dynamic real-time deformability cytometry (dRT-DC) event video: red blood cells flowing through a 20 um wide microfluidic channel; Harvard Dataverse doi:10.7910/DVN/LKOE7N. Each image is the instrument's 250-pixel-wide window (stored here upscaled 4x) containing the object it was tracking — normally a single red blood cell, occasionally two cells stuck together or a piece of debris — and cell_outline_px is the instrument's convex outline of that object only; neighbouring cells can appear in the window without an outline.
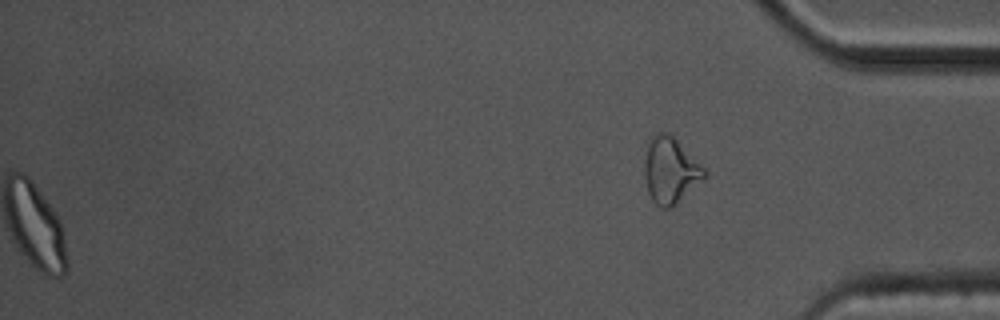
{"species": "common noctule bat (a hibernating species)", "species_latin": "Nyctalus noctula", "temperature_condition": "cold", "stored_images_in_passage": 59, "segment_of_instrument_passage": [2, 2], "camera_frame_rate_fps": 3000, "um_per_image_px": 0.085, "animal": {"sex": "male", "body_mass_g": 17.5, "forearm_length_mm": 52.3}, "frame": {"image": 1, "passage_image": 59, "time_ms": 19.333, "image_size_px": [1000, 320], "cell_outline_px": [[708, 172], [672, 208], [660, 208], [652, 200], [648, 192], [644, 172], [644, 164], [648, 144], [652, 136], [656, 132], [668, 132]], "centroid_in_image_um": [56.94, 14.49], "position_along_channel_um": 378.3, "area_um2": 22.43}}